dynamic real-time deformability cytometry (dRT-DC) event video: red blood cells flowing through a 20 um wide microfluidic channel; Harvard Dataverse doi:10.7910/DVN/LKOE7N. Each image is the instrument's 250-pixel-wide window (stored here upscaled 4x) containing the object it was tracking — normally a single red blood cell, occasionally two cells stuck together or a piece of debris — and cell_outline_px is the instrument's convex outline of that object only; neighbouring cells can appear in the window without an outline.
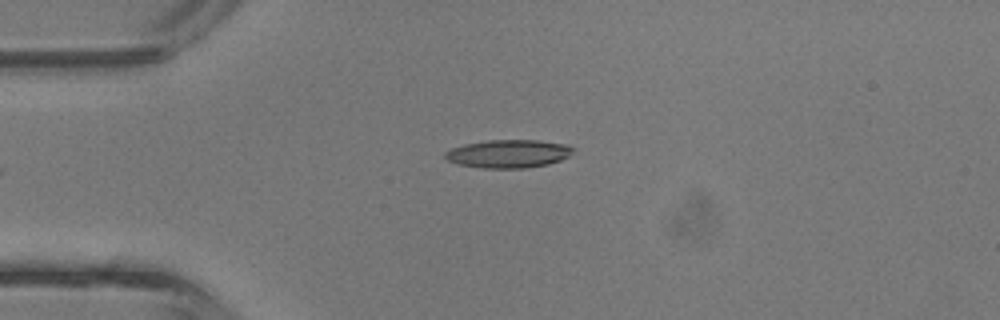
{"species": "common noctule bat (a hibernating species)", "species_latin": "Nyctalus noctula", "temperature_condition": "room temperature", "stored_images_in_passage": 27, "camera_frame_rate_fps": 3000, "um_per_image_px": 0.085, "animal": {"sex": "male", "body_mass_g": 13.3}, "frame": {"image": 1, "passage_image": 1, "time_ms": 0.0, "image_size_px": [1000, 320], "cell_outline_px": [[576, 148], [568, 156], [560, 160], [548, 164], [524, 168], [480, 168], [460, 164], [448, 160], [444, 156], [444, 152], [452, 148], [464, 144], [488, 140], [536, 140], [568, 144]], "centroid_in_image_um": [43.23, 13.06], "position_along_channel_um": 41.8, "area_um2": 20.98}}
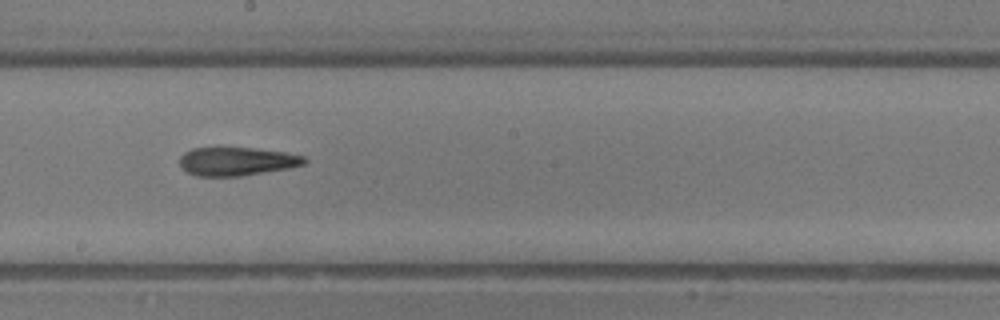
{"frame": {"image": 2, "passage_image": 14, "time_ms": 4.333, "image_size_px": [1000, 320], "cell_outline_px": [[308, 160], [304, 164], [288, 168], [240, 176], [196, 176], [188, 172], [180, 164], [180, 156], [184, 152], [192, 148], [216, 144], [252, 148], [284, 152], [304, 156]], "centroid_in_image_um": [20.06, 13.66], "position_along_channel_um": 228.1, "area_um2": 21.33}}
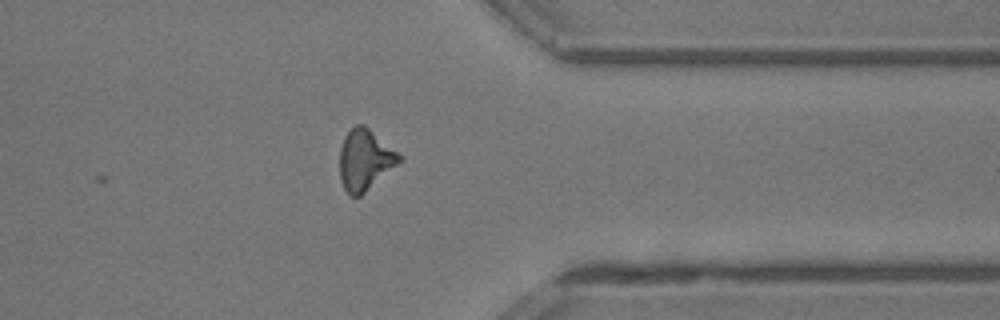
{"frame": {"image": 3, "passage_image": 24, "time_ms": 7.667, "image_size_px": [1000, 320], "cell_outline_px": [[404, 160], [360, 196], [352, 196], [344, 188], [340, 180], [340, 148], [344, 136], [356, 124], [364, 124], [396, 152]], "centroid_in_image_um": [31.01, 13.59], "position_along_channel_um": 380.4, "area_um2": 20.87}, "authors_computed_cell_mechanics": {"area_um2": 21.0392, "velocity_mm_per_s": 4.853, "shape_relaxation_time_tau1_ms": 8.9498, "shape_relaxation_time_tau2_ms": 3.5176, "deformation_change_tau1": 0.2685, "deformation_change_tau2": 0.1502}}